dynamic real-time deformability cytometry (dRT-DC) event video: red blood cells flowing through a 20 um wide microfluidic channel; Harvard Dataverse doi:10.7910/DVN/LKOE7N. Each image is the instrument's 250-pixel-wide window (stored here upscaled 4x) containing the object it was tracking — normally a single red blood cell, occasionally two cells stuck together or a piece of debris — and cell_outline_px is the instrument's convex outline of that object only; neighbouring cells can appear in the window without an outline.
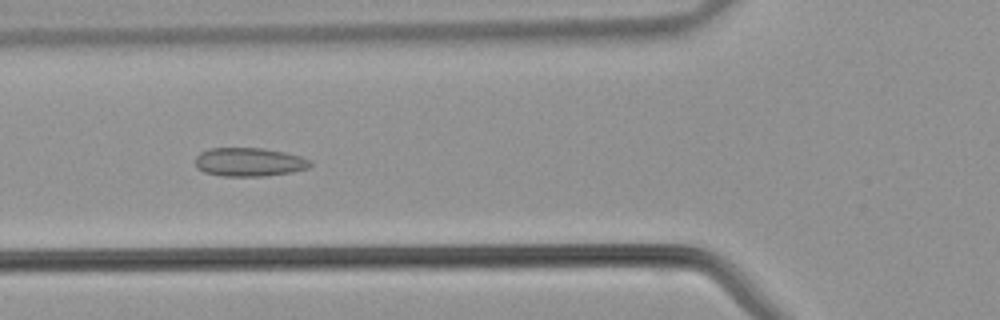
{"species": "common noctule bat (a hibernating species)", "species_latin": "Nyctalus noctula", "temperature_condition": "warm", "stored_images_in_passage": 34, "camera_frame_rate_fps": 3000, "um_per_image_px": 0.085, "animal": {"sex": "male", "body_mass_g": 21.5, "forearm_length_mm": 52.0}, "frame": {"image": 1, "passage_image": 14, "time_ms": 4.333, "image_size_px": [1000, 320], "cell_outline_px": [[312, 164], [308, 168], [292, 172], [264, 176], [220, 176], [204, 172], [196, 168], [196, 156], [200, 152], [208, 148], [264, 148], [284, 152], [300, 156], [312, 160]], "centroid_in_image_um": [21.17, 13.77], "position_along_channel_um": 104.6, "area_um2": 19.36}}
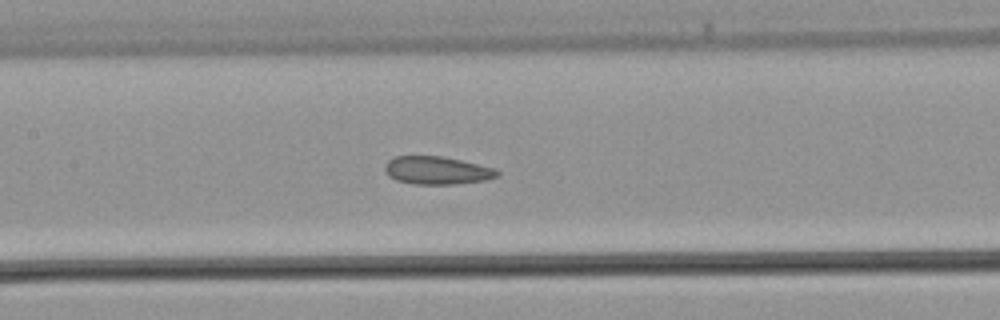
{"frame": {"image": 2, "passage_image": 18, "time_ms": 5.667, "image_size_px": [1000, 320], "cell_outline_px": [[500, 176], [484, 180], [456, 184], [416, 184], [396, 180], [388, 176], [384, 168], [384, 164], [388, 160], [396, 156], [440, 156], [460, 160], [492, 168], [500, 172]], "centroid_in_image_um": [37.1, 14.49], "position_along_channel_um": 170.3, "area_um2": 18.15}}
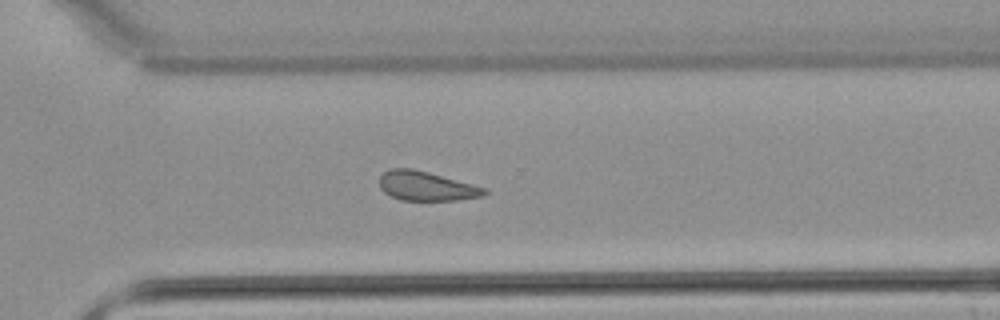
{"frame": {"image": 3, "passage_image": 28, "time_ms": 9.0, "image_size_px": [1000, 320], "cell_outline_px": [[488, 192], [484, 196], [456, 200], [400, 200], [384, 192], [380, 188], [380, 176], [388, 168], [412, 168], [428, 172], [488, 188]], "centroid_in_image_um": [36.25, 15.81], "position_along_channel_um": 334.3, "area_um2": 17.98}}